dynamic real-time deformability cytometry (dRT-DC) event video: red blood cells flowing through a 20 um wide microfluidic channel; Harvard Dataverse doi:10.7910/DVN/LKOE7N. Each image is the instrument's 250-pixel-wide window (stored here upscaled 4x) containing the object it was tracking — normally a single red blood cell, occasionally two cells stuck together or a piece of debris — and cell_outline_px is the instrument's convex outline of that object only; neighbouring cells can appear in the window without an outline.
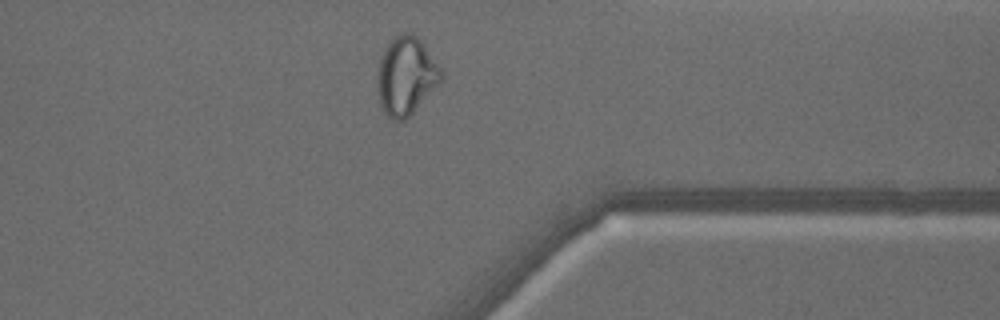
{"species": "common noctule bat (a hibernating species)", "species_latin": "Nyctalus noctula", "temperature_condition": "warm", "stored_images_in_passage": 38, "camera_frame_rate_fps": 3000, "um_per_image_px": 0.085, "animal": {"sex": "male", "body_mass_g": 18.8}, "frame": {"image": 1, "passage_image": 27, "time_ms": 8.667, "image_size_px": [1000, 320], "cell_outline_px": [[444, 80], [404, 120], [392, 120], [384, 112], [380, 104], [376, 88], [376, 80], [380, 60], [388, 44], [400, 32], [412, 32], [420, 40], [444, 72]], "centroid_in_image_um": [34.53, 6.46], "position_along_channel_um": 376.9, "area_um2": 29.02}}
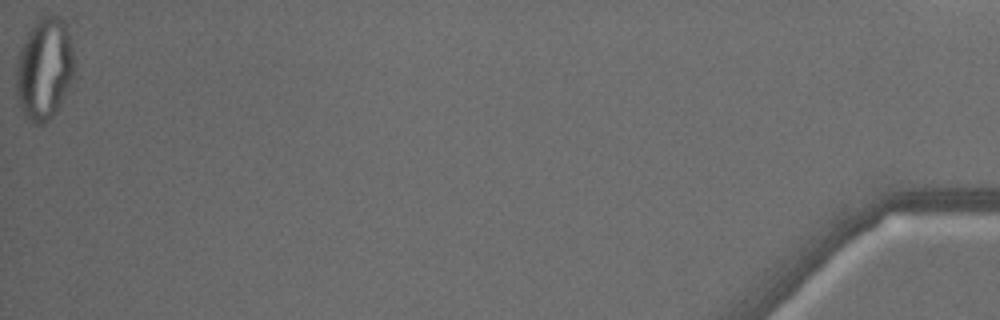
{"frame": {"image": 2, "passage_image": 38, "time_ms": 12.333, "image_size_px": [1000, 320], "cell_outline_px": [[72, 80], [56, 112], [44, 124], [36, 124], [20, 108], [16, 88], [16, 64], [20, 52], [28, 32], [36, 20], [40, 16], [60, 16], [68, 24], [72, 48]], "centroid_in_image_um": [3.77, 5.81], "position_along_channel_um": 431.4, "area_um2": 34.1}, "authors_computed_cell_mechanics": {"area_um2": 28.8133, "velocity_mm_per_s": 4.1362, "shape_relaxation_time_tau1_ms": null, "shape_relaxation_time_tau2_ms": 1.1629, "deformation_change_tau1": null, "deformation_change_tau2": 0.0655}}